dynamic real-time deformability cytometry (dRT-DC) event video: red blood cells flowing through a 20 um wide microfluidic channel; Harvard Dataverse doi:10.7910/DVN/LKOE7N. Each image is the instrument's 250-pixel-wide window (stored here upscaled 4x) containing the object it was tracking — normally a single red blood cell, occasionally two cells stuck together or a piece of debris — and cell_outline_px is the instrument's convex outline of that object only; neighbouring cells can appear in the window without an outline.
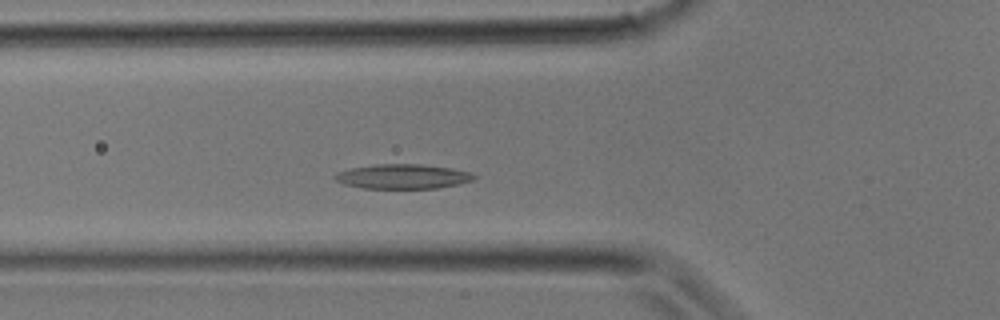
{"species": "common noctule bat (a hibernating species)", "species_latin": "Nyctalus noctula", "temperature_condition": "room temperature", "stored_images_in_passage": 26, "camera_frame_rate_fps": 3000, "um_per_image_px": 0.085, "animal": {"sex": "male", "body_mass_g": 17.9}, "frame": {"image": 1, "passage_image": 6, "time_ms": 1.667, "image_size_px": [1000, 320], "cell_outline_px": [[476, 176], [472, 180], [456, 184], [436, 188], [364, 188], [344, 184], [336, 180], [332, 176], [336, 172], [352, 168], [376, 164], [420, 164], [452, 168], [472, 172]], "centroid_in_image_um": [34.22, 14.99], "position_along_channel_um": 91.6, "area_um2": 19.83}}
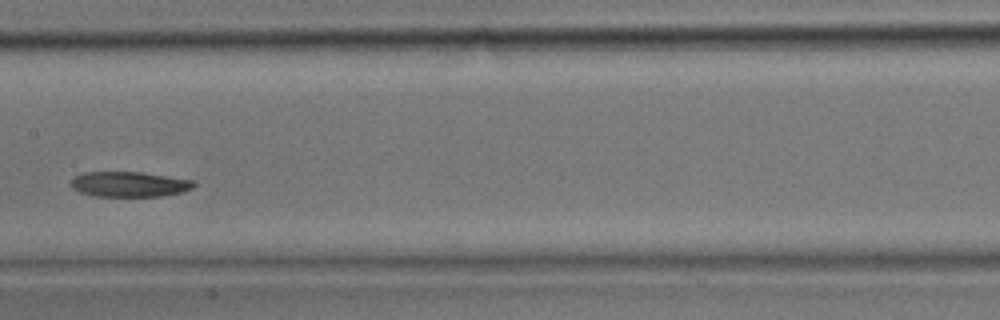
{"frame": {"image": 2, "passage_image": 11, "time_ms": 3.333, "image_size_px": [1000, 320], "cell_outline_px": [[196, 184], [192, 188], [180, 192], [160, 196], [92, 196], [80, 192], [72, 188], [68, 184], [76, 176], [84, 172], [140, 172], [196, 180]], "centroid_in_image_um": [10.98, 15.66], "position_along_channel_um": 196.4, "area_um2": 18.09}}
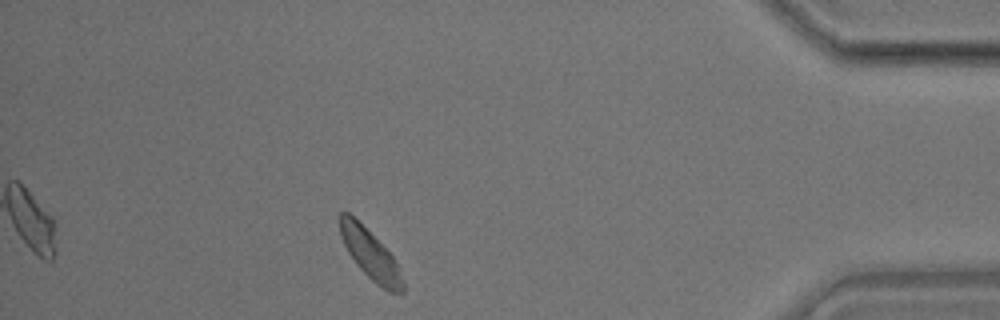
{"frame": {"image": 3, "passage_image": 23, "time_ms": 7.333, "image_size_px": [1000, 320], "cell_outline_px": [[404, 292], [388, 292], [376, 284], [356, 264], [348, 252], [340, 236], [340, 212], [348, 212], [392, 256], [400, 268], [404, 280]], "centroid_in_image_um": [31.5, 21.69], "position_along_channel_um": 403.7, "area_um2": 17.63}}